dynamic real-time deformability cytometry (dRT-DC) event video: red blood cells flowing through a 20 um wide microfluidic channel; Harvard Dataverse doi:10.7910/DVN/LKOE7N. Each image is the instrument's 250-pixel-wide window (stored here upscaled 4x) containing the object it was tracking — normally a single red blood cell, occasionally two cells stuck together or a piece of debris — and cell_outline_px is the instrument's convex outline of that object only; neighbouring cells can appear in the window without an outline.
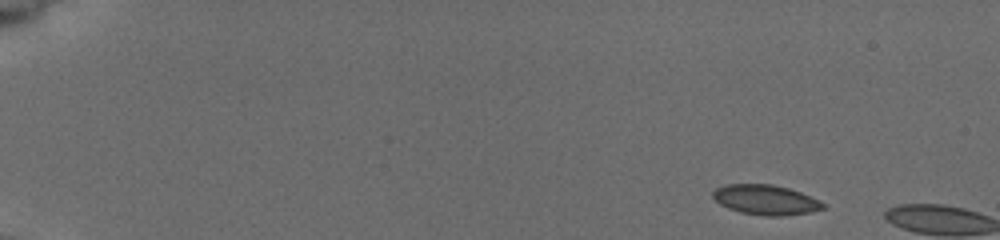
{"species": "common noctule bat (a hibernating species)", "species_latin": "Nyctalus noctula", "temperature_condition": "cold", "stored_images_in_passage": 3, "camera_frame_rate_fps": 3000, "um_per_image_px": 0.085, "animal": {"sex": "female", "body_mass_g": 19.5, "forearm_length_mm": 54.1}, "frame": {"image": 1, "passage_image": 1, "time_ms": 0.0, "image_size_px": [1000, 240], "cell_outline_px": [[828, 208], [808, 212], [780, 216], [764, 216], [740, 212], [728, 208], [720, 204], [712, 196], [712, 192], [716, 188], [724, 184], [772, 184], [788, 188], [800, 192], [820, 200]], "centroid_in_image_um": [65.08, 16.98], "position_along_channel_um": 19.9, "area_um2": 19.25}}